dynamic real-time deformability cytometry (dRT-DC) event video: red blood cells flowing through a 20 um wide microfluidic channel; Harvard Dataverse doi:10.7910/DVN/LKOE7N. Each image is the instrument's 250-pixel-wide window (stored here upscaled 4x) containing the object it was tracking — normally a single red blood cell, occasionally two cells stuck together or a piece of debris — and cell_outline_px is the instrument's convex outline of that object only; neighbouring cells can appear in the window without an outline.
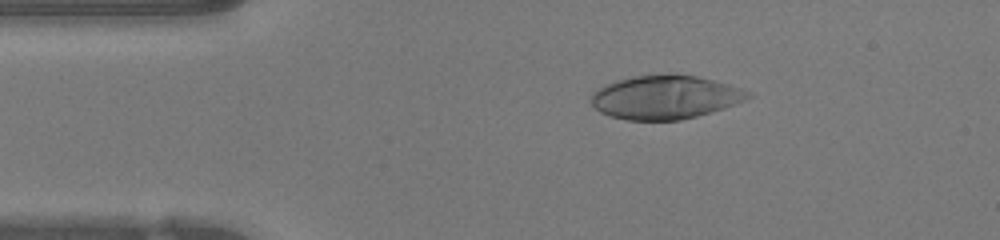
{"species": "human", "species_latin": "Homo sapiens", "temperature_condition": "warm", "stored_images_in_passage": 46, "camera_frame_rate_fps": 3000, "um_per_image_px": 0.085, "donor": {"sex": "female"}, "frame": {"image": 1, "passage_image": 7, "time_ms": 2.0, "image_size_px": [1000, 240], "cell_outline_px": [[752, 96], [744, 100], [724, 108], [696, 116], [680, 120], [628, 120], [612, 116], [600, 112], [592, 104], [592, 92], [604, 84], [616, 80], [632, 76], [668, 72], [672, 72], [696, 76], [728, 84], [752, 92]], "centroid_in_image_um": [56.52, 8.23], "position_along_channel_um": 28.5, "area_um2": 40.17}}
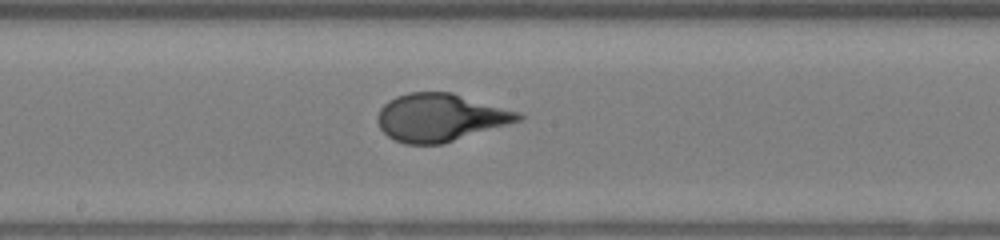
{"frame": {"image": 2, "passage_image": 23, "time_ms": 7.333, "image_size_px": [1000, 240], "cell_outline_px": [[524, 116], [520, 120], [440, 144], [404, 144], [388, 136], [380, 128], [376, 120], [376, 116], [380, 108], [388, 100], [396, 96], [408, 92], [452, 92], [520, 112]], "centroid_in_image_um": [37.37, 9.97], "position_along_channel_um": 210.8, "area_um2": 38.84}}
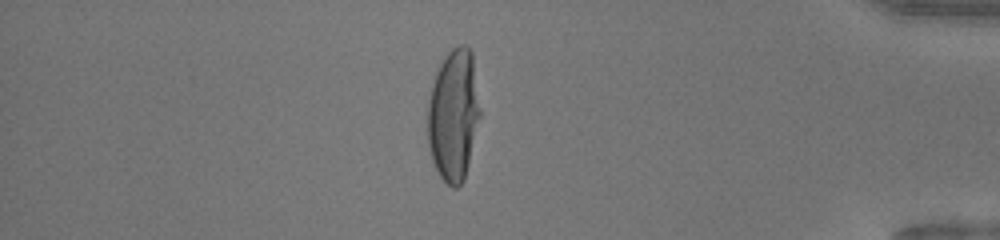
{"frame": {"image": 3, "passage_image": 39, "time_ms": 12.667, "image_size_px": [1000, 240], "cell_outline_px": [[480, 116], [464, 180], [456, 188], [452, 188], [440, 176], [432, 160], [428, 144], [428, 100], [432, 84], [436, 72], [440, 64], [448, 52], [456, 44], [464, 44], [472, 52], [480, 112]], "centroid_in_image_um": [38.54, 9.76], "position_along_channel_um": 396.7, "area_um2": 40.0}, "authors_computed_cell_mechanics": {"area_um2": 39.5063, "velocity_mm_per_s": 4.2713, "shape_relaxation_time_tau1_ms": 6.013, "shape_relaxation_time_tau2_ms": null, "deformation_change_tau1": 0.3369, "deformation_change_tau2": null}}